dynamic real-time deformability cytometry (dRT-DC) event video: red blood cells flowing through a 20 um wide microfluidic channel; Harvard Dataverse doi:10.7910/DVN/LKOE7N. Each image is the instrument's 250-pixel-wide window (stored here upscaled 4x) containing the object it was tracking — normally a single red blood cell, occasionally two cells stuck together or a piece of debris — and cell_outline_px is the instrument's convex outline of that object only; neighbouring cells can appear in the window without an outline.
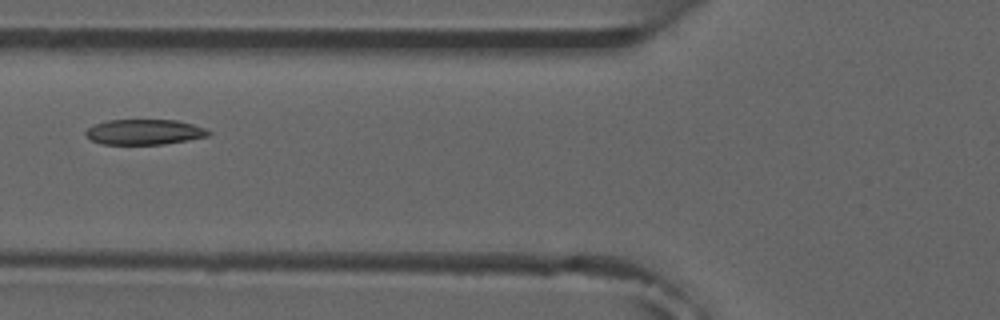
{"species": "common noctule bat (a hibernating species)", "species_latin": "Nyctalus noctula", "temperature_condition": "room temperature", "stored_images_in_passage": 7, "camera_frame_rate_fps": 3000, "um_per_image_px": 0.085, "animal": {"sex": "male", "forearm_length_mm": 52.5}, "frame": {"image": 1, "passage_image": 7, "time_ms": 6.667, "image_size_px": [1000, 320], "cell_outline_px": [[212, 132], [208, 136], [188, 140], [164, 144], [100, 144], [84, 136], [84, 132], [88, 128], [96, 124], [108, 120], [176, 120], [192, 124], [204, 128]], "centroid_in_image_um": [12.25, 11.22], "position_along_channel_um": 113.6, "area_um2": 18.09}}